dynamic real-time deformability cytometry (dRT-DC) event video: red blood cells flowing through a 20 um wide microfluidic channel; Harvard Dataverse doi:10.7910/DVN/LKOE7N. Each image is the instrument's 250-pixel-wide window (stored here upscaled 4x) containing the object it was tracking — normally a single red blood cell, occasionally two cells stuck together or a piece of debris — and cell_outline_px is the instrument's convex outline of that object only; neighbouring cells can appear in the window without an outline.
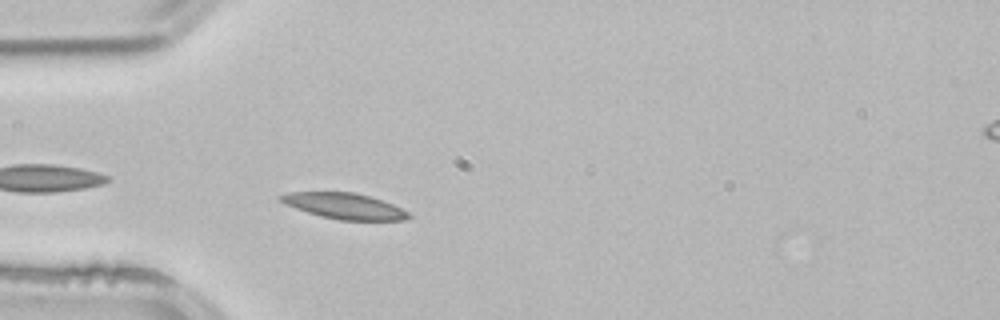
{"species": "common noctule bat (a hibernating species)", "species_latin": "Nyctalus noctula", "temperature_condition": "room temperature", "stored_images_in_passage": 2, "camera_frame_rate_fps": 3000, "um_per_image_px": 0.085, "animal": {"sex": "male", "body_mass_g": 21.5, "forearm_length_mm": 52.0}, "frame": {"image": 1, "passage_image": 2, "time_ms": 0.333, "image_size_px": [1000, 320], "cell_outline_px": [[412, 216], [408, 220], [340, 220], [320, 216], [284, 204], [276, 196], [288, 192], [356, 192], [392, 204], [408, 212]], "centroid_in_image_um": [29.25, 17.51], "position_along_channel_um": 55.8, "area_um2": 19.19}}